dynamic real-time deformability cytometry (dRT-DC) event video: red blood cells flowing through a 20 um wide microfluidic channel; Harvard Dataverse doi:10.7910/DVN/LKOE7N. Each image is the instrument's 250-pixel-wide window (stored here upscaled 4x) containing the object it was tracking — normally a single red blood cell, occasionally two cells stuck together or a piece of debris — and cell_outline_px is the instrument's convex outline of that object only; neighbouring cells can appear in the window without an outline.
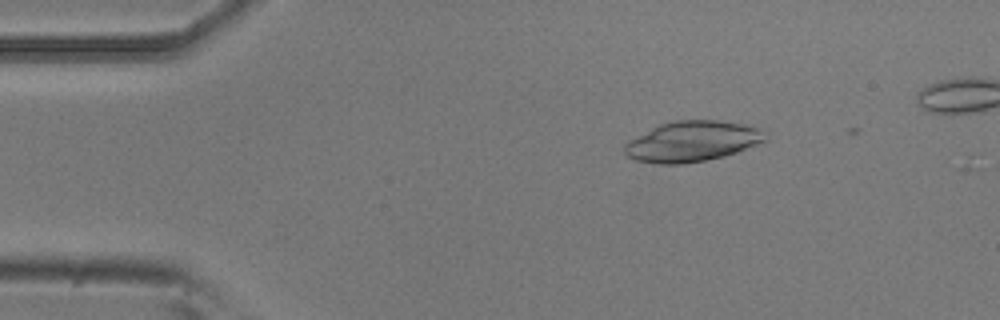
{"species": "common noctule bat (a hibernating species)", "species_latin": "Nyctalus noctula", "temperature_condition": "room temperature", "stored_images_in_passage": 7, "camera_frame_rate_fps": 3000, "um_per_image_px": 0.085, "animal": {"sex": "male", "body_mass_g": 20.5, "forearm_length_mm": 52.5}, "frame": {"image": 1, "passage_image": 5, "time_ms": 1.333, "image_size_px": [1000, 320], "cell_outline_px": [[768, 140], [736, 152], [724, 156], [684, 164], [656, 164], [636, 160], [628, 156], [624, 152], [624, 144], [652, 128], [660, 124], [676, 120], [716, 120], [740, 124], [760, 128]], "centroid_in_image_um": [58.83, 12.03], "position_along_channel_um": 26.2, "area_um2": 32.83}}